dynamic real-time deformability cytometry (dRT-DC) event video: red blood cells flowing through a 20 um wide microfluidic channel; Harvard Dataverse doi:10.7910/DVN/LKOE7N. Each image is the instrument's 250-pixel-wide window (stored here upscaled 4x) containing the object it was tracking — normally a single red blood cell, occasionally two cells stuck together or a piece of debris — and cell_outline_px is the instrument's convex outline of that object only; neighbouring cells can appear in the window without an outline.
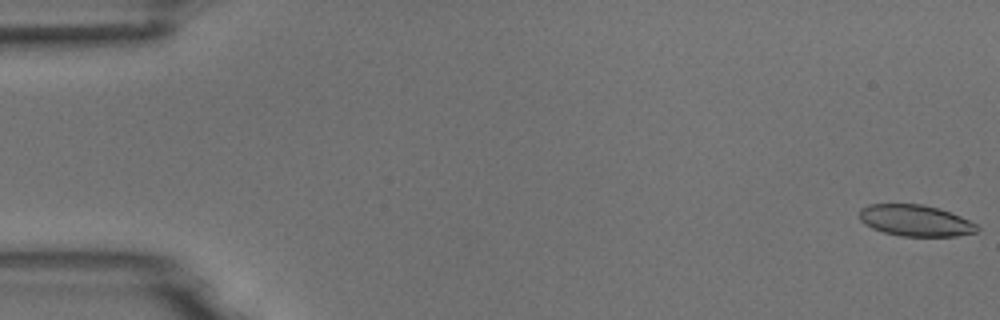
{"species": "common noctule bat (a hibernating species)", "species_latin": "Nyctalus noctula", "temperature_condition": "room temperature", "stored_images_in_passage": 5, "camera_frame_rate_fps": 3000, "um_per_image_px": 0.085, "animal": {"sex": "male", "body_mass_g": 18.8}, "frame": {"image": 1, "passage_image": 1, "time_ms": 0.0, "image_size_px": [1000, 320], "cell_outline_px": [[980, 228], [976, 232], [956, 236], [900, 236], [884, 232], [872, 228], [864, 224], [860, 220], [860, 208], [868, 204], [924, 204], [960, 216], [976, 224]], "centroid_in_image_um": [77.78, 18.75], "position_along_channel_um": 7.2, "area_um2": 21.39}}
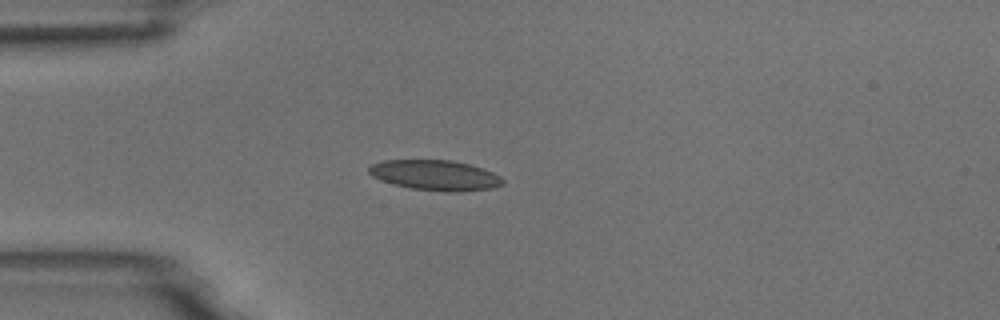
{"frame": {"image": 2, "passage_image": 5, "time_ms": 1.333, "image_size_px": [1000, 320], "cell_outline_px": [[504, 184], [492, 188], [456, 192], [448, 192], [412, 188], [392, 184], [380, 180], [372, 176], [368, 172], [368, 168], [372, 164], [384, 160], [452, 160], [484, 168], [500, 176], [504, 180]], "centroid_in_image_um": [37.0, 14.89], "position_along_channel_um": 48.0, "area_um2": 23.64}}